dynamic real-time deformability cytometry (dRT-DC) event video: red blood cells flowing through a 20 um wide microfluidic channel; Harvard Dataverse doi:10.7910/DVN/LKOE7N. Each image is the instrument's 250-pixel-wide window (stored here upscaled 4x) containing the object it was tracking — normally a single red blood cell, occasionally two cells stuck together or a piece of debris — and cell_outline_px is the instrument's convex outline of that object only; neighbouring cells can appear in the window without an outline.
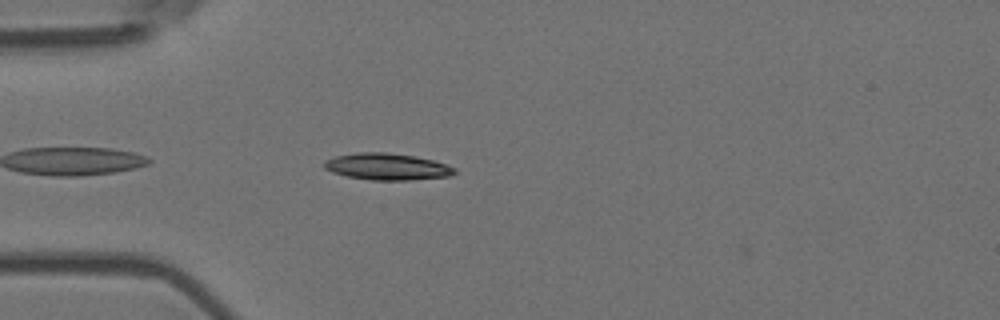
{"species": "Egyptian fruit bat (a non-hibernating species)", "species_latin": "Rousettus aegyptiacus", "temperature_condition": "room temperature", "stored_images_in_passage": 2, "camera_frame_rate_fps": 3000, "um_per_image_px": 0.085, "animal": {"sex": "female"}, "frame": {"image": 1, "passage_image": 2, "time_ms": 0.333, "image_size_px": [1000, 320], "cell_outline_px": [[456, 172], [452, 176], [408, 180], [372, 180], [348, 176], [332, 172], [324, 168], [324, 160], [336, 156], [356, 152], [384, 152], [412, 156], [432, 160], [456, 168]], "centroid_in_image_um": [32.89, 14.17], "position_along_channel_um": 52.1, "area_um2": 20.11}}